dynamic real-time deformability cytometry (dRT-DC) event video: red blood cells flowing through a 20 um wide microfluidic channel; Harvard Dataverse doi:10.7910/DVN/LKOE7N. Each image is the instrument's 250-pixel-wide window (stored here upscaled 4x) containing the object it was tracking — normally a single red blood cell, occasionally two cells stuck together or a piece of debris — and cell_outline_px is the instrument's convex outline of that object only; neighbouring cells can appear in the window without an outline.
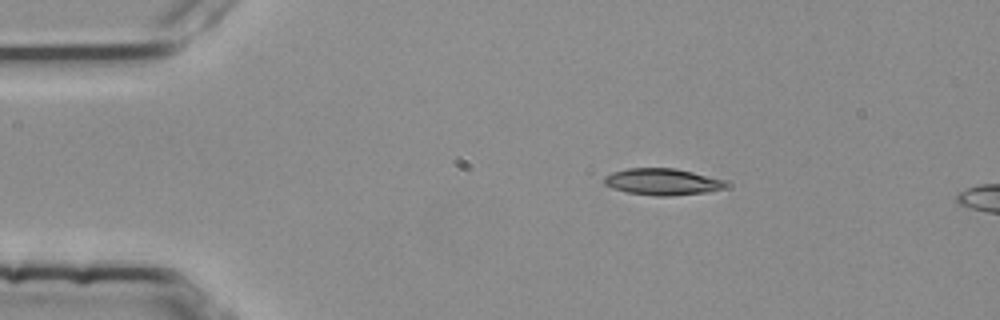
{"species": "common noctule bat (a hibernating species)", "species_latin": "Nyctalus noctula", "temperature_condition": "room temperature", "stored_images_in_passage": 6, "camera_frame_rate_fps": 3000, "um_per_image_px": 0.085, "animal": {"sex": "female", "body_mass_g": 25.1}, "frame": {"image": 1, "passage_image": 1, "time_ms": 0.0, "image_size_px": [1000, 320], "cell_outline_px": [[724, 188], [704, 192], [672, 196], [656, 196], [628, 192], [612, 188], [604, 184], [604, 176], [612, 172], [628, 168], [676, 168], [724, 180]], "centroid_in_image_um": [56.24, 15.44], "position_along_channel_um": 28.8, "area_um2": 18.61}}